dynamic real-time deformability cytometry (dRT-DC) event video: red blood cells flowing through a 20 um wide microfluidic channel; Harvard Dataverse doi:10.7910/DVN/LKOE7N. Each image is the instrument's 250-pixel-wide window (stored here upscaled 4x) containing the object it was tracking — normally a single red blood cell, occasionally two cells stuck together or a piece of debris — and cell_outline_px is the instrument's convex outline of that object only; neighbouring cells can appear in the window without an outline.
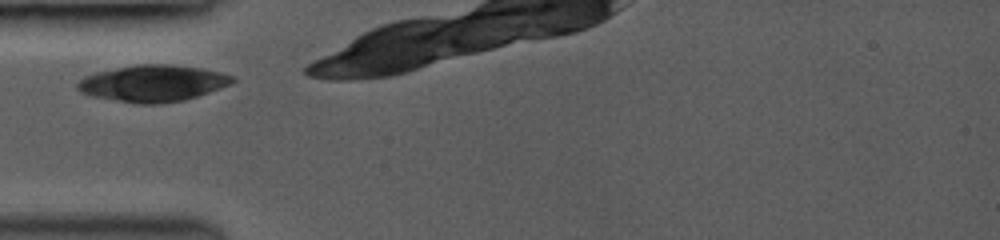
{"species": "common noctule bat (a hibernating species)", "species_latin": "Nyctalus noctula", "temperature_condition": "room temperature", "stored_images_in_passage": 4, "camera_frame_rate_fps": 3000, "um_per_image_px": 0.085, "animal": {"sex": "female", "body_mass_g": 19.0, "forearm_length_mm": 53.3}, "frame": {"image": 1, "passage_image": 1, "time_ms": 0.0, "image_size_px": [1000, 240], "cell_outline_px": [[236, 80], [232, 84], [184, 100], [160, 104], [140, 104], [92, 96], [80, 92], [76, 88], [76, 84], [84, 76], [96, 72], [136, 64], [168, 64], [204, 68], [236, 76]], "centroid_in_image_um": [13.01, 7.07], "position_along_channel_um": 72.0, "area_um2": 33.12}}